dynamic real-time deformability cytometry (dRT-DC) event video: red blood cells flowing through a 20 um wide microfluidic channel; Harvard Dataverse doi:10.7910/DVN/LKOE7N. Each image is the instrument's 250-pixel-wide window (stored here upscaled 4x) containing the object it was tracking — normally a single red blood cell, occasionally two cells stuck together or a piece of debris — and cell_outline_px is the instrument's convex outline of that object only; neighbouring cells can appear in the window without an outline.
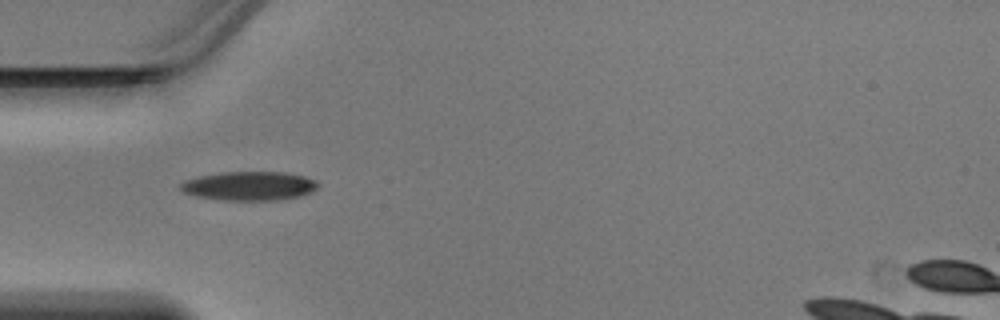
{"species": "Egyptian fruit bat (a non-hibernating species)", "species_latin": "Rousettus aegyptiacus", "temperature_condition": "warm", "stored_images_in_passage": 33, "camera_frame_rate_fps": 3000, "um_per_image_px": 0.085, "animal": {"sex": "male"}, "frame": {"image": 1, "passage_image": 1, "time_ms": 0.0, "image_size_px": [1000, 320], "cell_outline_px": [[320, 184], [312, 192], [300, 196], [276, 200], [224, 200], [196, 196], [184, 192], [180, 188], [180, 184], [184, 180], [196, 176], [220, 172], [284, 172], [304, 176], [316, 180]], "centroid_in_image_um": [21.18, 15.79], "position_along_channel_um": 63.8, "area_um2": 23.29}}
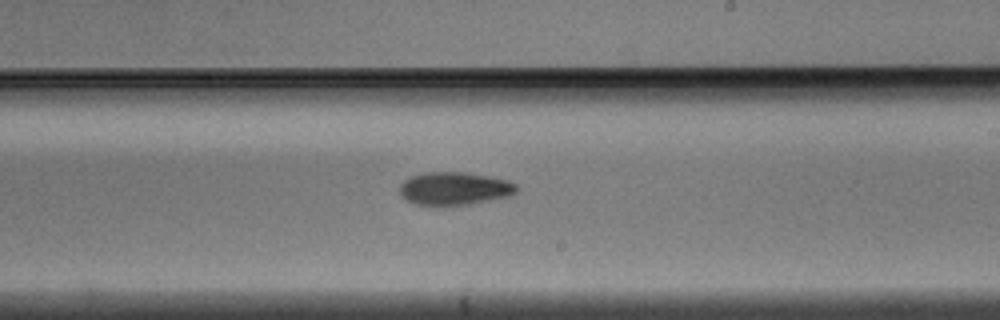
{"frame": {"image": 2, "passage_image": 14, "time_ms": 4.333, "image_size_px": [1000, 320], "cell_outline_px": [[520, 188], [512, 196], [468, 204], [416, 204], [408, 200], [400, 192], [400, 184], [404, 180], [412, 176], [424, 172], [464, 172], [488, 176], [508, 180], [516, 184]], "centroid_in_image_um": [38.69, 16.0], "position_along_channel_um": 250.3, "area_um2": 22.2}}
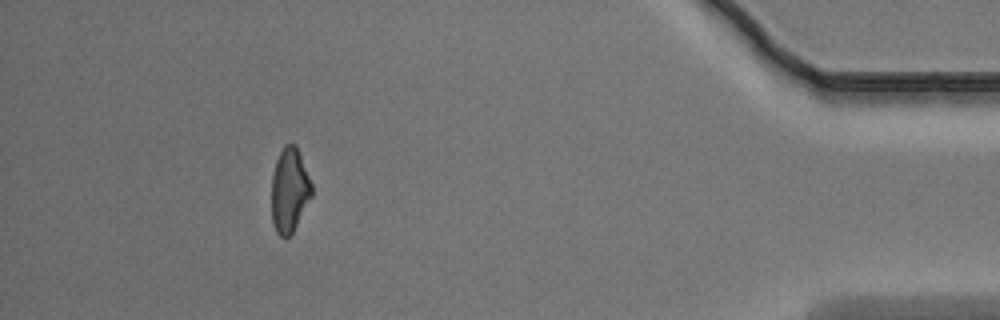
{"frame": {"image": 3, "passage_image": 29, "time_ms": 9.333, "image_size_px": [1000, 320], "cell_outline_px": [[312, 196], [292, 232], [284, 240], [276, 232], [272, 224], [272, 172], [276, 160], [284, 144], [296, 144], [300, 152], [312, 184]], "centroid_in_image_um": [24.6, 16.15], "position_along_channel_um": 410.6, "area_um2": 19.88}}